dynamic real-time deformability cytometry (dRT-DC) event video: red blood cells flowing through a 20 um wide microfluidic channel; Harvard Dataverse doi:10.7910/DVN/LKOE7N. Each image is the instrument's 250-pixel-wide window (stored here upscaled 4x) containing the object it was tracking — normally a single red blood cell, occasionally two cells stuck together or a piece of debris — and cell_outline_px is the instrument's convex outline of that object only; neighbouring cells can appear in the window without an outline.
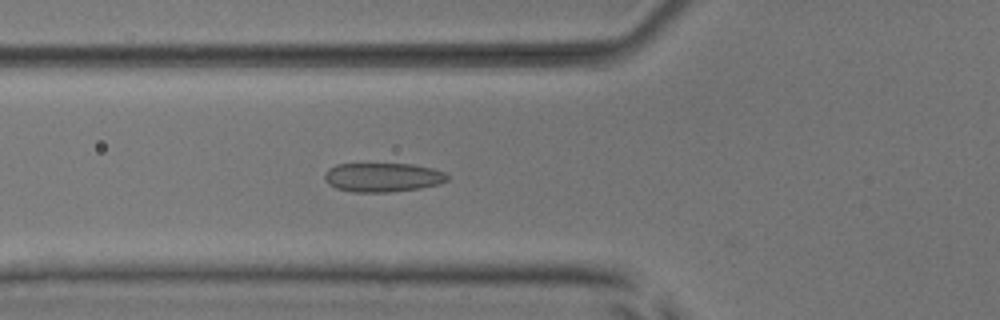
{"species": "common noctule bat (a hibernating species)", "species_latin": "Nyctalus noctula", "temperature_condition": "room temperature", "stored_images_in_passage": 38, "camera_frame_rate_fps": 3000, "um_per_image_px": 0.085, "animal": {"sex": "male", "body_mass_g": 17.9, "forearm_length_mm": 54.2}, "frame": {"image": 1, "passage_image": 4, "time_ms": 1.0, "image_size_px": [1000, 320], "cell_outline_px": [[448, 180], [440, 184], [420, 188], [388, 192], [352, 192], [336, 188], [328, 184], [324, 180], [324, 172], [328, 168], [336, 164], [412, 164], [432, 168], [444, 172], [448, 176]], "centroid_in_image_um": [32.5, 15.07], "position_along_channel_um": 93.3, "area_um2": 20.92}}
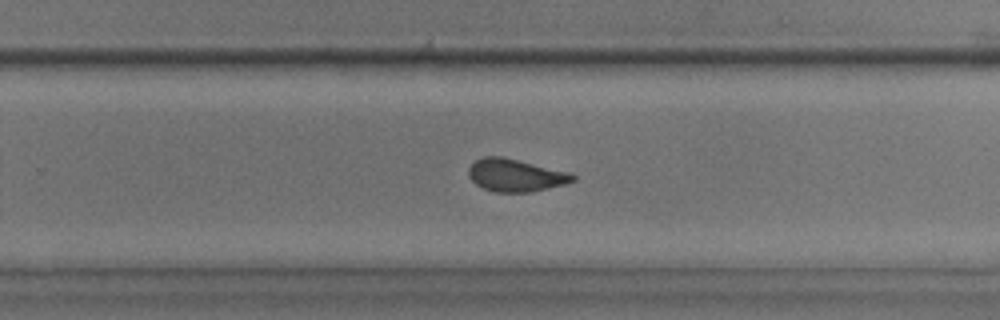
{"frame": {"image": 2, "passage_image": 19, "time_ms": 6.0, "image_size_px": [1000, 320], "cell_outline_px": [[576, 180], [564, 184], [532, 192], [496, 192], [484, 188], [476, 184], [468, 176], [468, 168], [476, 160], [484, 156], [500, 156], [568, 172], [576, 176]], "centroid_in_image_um": [43.8, 14.9], "position_along_channel_um": 286.0, "area_um2": 19.54}}
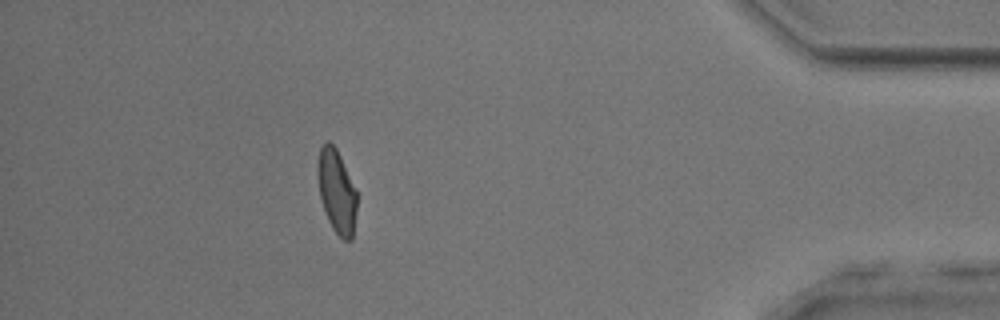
{"frame": {"image": 3, "passage_image": 32, "time_ms": 10.333, "image_size_px": [1000, 320], "cell_outline_px": [[356, 212], [352, 240], [344, 240], [332, 228], [328, 220], [320, 196], [316, 172], [316, 164], [320, 148], [328, 140], [336, 148], [340, 156], [356, 192]], "centroid_in_image_um": [28.59, 16.26], "position_along_channel_um": 406.6, "area_um2": 18.84}, "authors_computed_cell_mechanics": {"area_um2": 19.7965, "velocity_mm_per_s": 3.8679, "shape_relaxation_time_tau1_ms": 4.8926, "shape_relaxation_time_tau2_ms": 1.088, "deformation_change_tau1": 0.1205, "deformation_change_tau2": 0.0703}}